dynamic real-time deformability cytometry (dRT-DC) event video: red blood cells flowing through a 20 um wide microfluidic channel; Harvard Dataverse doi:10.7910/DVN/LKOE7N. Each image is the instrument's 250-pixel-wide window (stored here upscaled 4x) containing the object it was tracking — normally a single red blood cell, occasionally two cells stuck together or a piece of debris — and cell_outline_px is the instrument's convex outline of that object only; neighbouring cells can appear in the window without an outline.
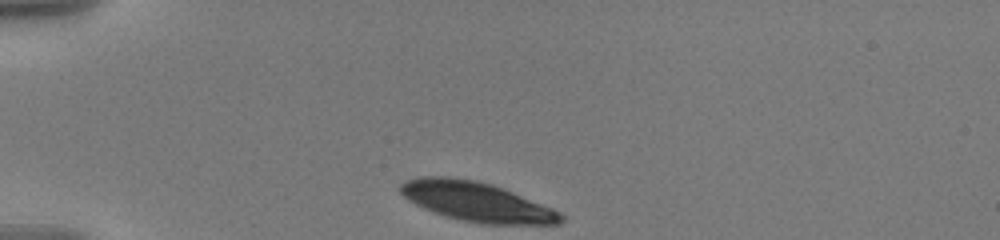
{"species": "human", "species_latin": "Homo sapiens", "temperature_condition": "warm", "stored_images_in_passage": 30, "camera_frame_rate_fps": 3000, "um_per_image_px": 0.085, "donor": {"sex": "male"}, "frame": {"image": 1, "passage_image": 1, "time_ms": 0.0, "image_size_px": [1000, 240], "cell_outline_px": [[564, 220], [560, 224], [480, 224], [460, 220], [424, 208], [408, 200], [400, 192], [400, 184], [404, 180], [420, 176], [448, 176], [476, 180], [492, 184], [552, 208], [560, 212], [564, 216]], "centroid_in_image_um": [40.5, 17.14], "position_along_channel_um": 44.5, "area_um2": 36.76}}
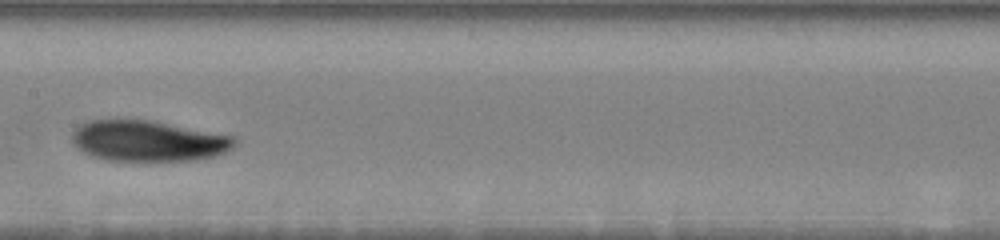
{"frame": {"image": 2, "passage_image": 13, "time_ms": 5.333, "image_size_px": [1000, 240], "cell_outline_px": [[236, 144], [232, 148], [216, 156], [192, 160], [108, 160], [92, 156], [76, 148], [72, 144], [72, 132], [80, 124], [88, 120], [152, 120], [236, 136]], "centroid_in_image_um": [12.6, 11.97], "position_along_channel_um": 194.8, "area_um2": 38.73}}
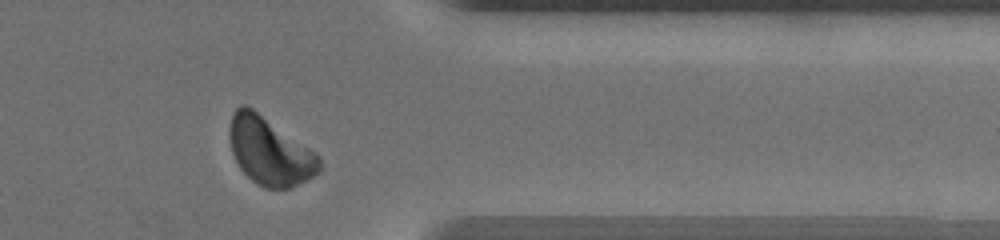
{"frame": {"image": 3, "passage_image": 26, "time_ms": 11.0, "image_size_px": [1000, 240], "cell_outline_px": [[324, 168], [320, 172], [292, 188], [264, 188], [256, 184], [240, 168], [232, 152], [228, 136], [228, 128], [232, 116], [236, 108], [240, 104], [244, 104], [252, 108], [316, 152], [320, 156]], "centroid_in_image_um": [22.94, 12.86], "position_along_channel_um": 388.5, "area_um2": 35.66}, "authors_computed_cell_mechanics": {"area_um2": 37.8012, "velocity_mm_per_s": 3.5413, "shape_relaxation_time_tau1_ms": 2.974, "shape_relaxation_time_tau2_ms": null, "deformation_change_tau1": 0.0941, "deformation_change_tau2": null}}